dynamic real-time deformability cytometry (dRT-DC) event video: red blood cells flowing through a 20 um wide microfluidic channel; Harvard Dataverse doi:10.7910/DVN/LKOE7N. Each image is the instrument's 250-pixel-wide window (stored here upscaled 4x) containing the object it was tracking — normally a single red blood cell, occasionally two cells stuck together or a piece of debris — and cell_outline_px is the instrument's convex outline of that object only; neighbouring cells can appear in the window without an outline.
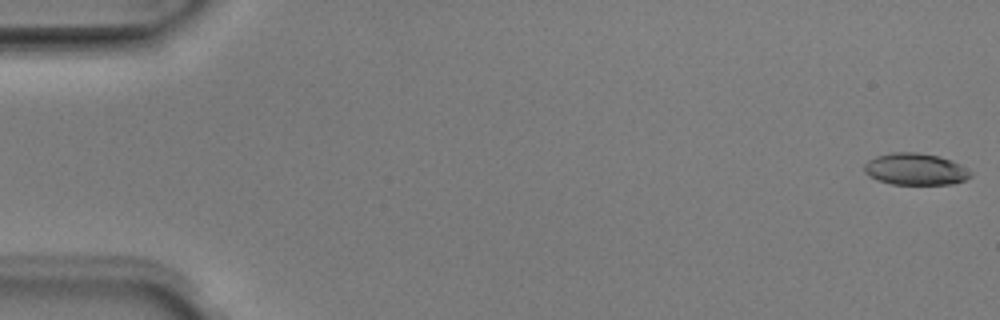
{"species": "Egyptian fruit bat (a non-hibernating species)", "species_latin": "Rousettus aegyptiacus", "temperature_condition": "room temperature", "stored_images_in_passage": 47, "camera_frame_rate_fps": 3000, "um_per_image_px": 0.085, "animal": {"sex": "male"}, "frame": {"image": 1, "passage_image": 1, "time_ms": 0.0, "image_size_px": [1000, 320], "cell_outline_px": [[972, 176], [964, 180], [952, 184], [892, 184], [876, 180], [868, 176], [864, 172], [864, 164], [868, 160], [876, 156], [892, 152], [916, 152], [940, 156], [952, 160], [960, 164], [972, 172]], "centroid_in_image_um": [77.8, 14.37], "position_along_channel_um": 7.2, "area_um2": 19.88}}
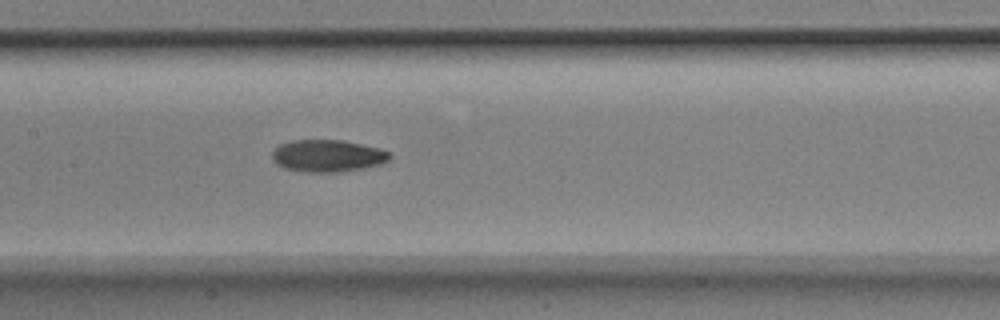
{"frame": {"image": 2, "passage_image": 25, "time_ms": 8.0, "image_size_px": [1000, 320], "cell_outline_px": [[392, 156], [388, 160], [380, 164], [364, 168], [336, 172], [308, 172], [284, 168], [276, 164], [272, 160], [272, 152], [280, 144], [292, 140], [340, 140], [380, 148], [388, 152]], "centroid_in_image_um": [27.83, 13.24], "position_along_channel_um": 179.6, "area_um2": 21.91}}
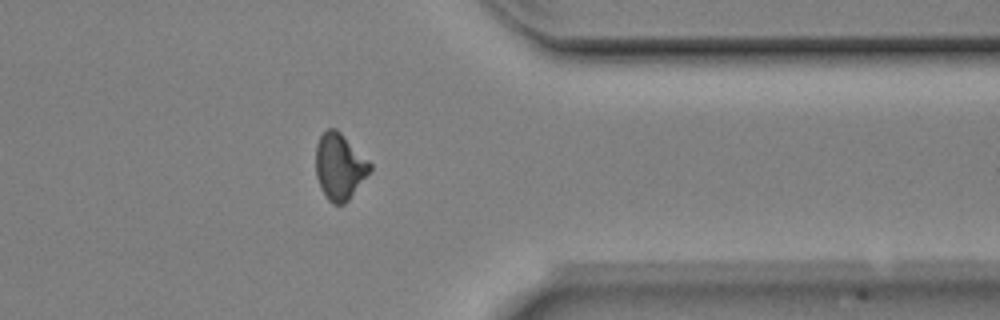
{"frame": {"image": 3, "passage_image": 41, "time_ms": 13.333, "image_size_px": [1000, 320], "cell_outline_px": [[372, 168], [348, 200], [344, 204], [332, 204], [328, 200], [320, 188], [316, 176], [316, 144], [320, 136], [328, 128], [336, 128], [372, 164]], "centroid_in_image_um": [28.84, 14.16], "position_along_channel_um": 382.6, "area_um2": 20.69}}